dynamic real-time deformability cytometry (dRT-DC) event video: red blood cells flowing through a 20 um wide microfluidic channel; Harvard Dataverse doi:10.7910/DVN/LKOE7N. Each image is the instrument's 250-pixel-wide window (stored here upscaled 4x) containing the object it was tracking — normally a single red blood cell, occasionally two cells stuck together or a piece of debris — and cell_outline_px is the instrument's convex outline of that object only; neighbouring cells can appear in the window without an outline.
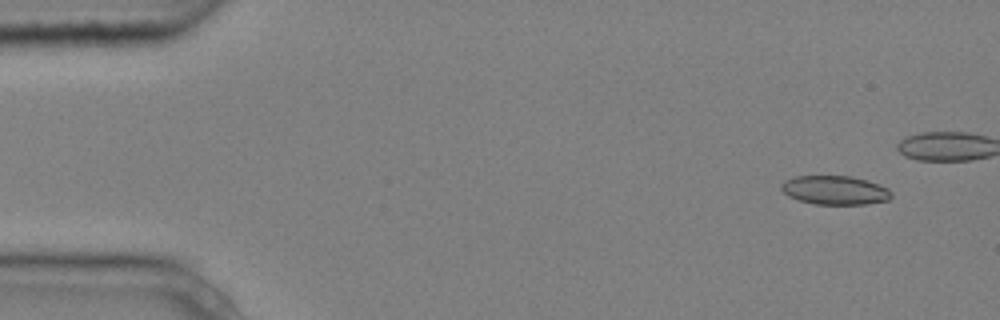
{"species": "common noctule bat (a hibernating species)", "species_latin": "Nyctalus noctula", "temperature_condition": "cold", "stored_images_in_passage": 5, "camera_frame_rate_fps": 3000, "um_per_image_px": 0.085, "animal": {"sex": "male", "body_mass_g": 20.4}, "frame": {"image": 1, "passage_image": 1, "time_ms": 0.0, "image_size_px": [1000, 320], "cell_outline_px": [[892, 196], [888, 200], [864, 204], [816, 204], [800, 200], [788, 196], [780, 188], [780, 184], [784, 180], [796, 176], [852, 176], [868, 180], [888, 188], [892, 192]], "centroid_in_image_um": [70.97, 16.15], "position_along_channel_um": 14.0, "area_um2": 18.55}}